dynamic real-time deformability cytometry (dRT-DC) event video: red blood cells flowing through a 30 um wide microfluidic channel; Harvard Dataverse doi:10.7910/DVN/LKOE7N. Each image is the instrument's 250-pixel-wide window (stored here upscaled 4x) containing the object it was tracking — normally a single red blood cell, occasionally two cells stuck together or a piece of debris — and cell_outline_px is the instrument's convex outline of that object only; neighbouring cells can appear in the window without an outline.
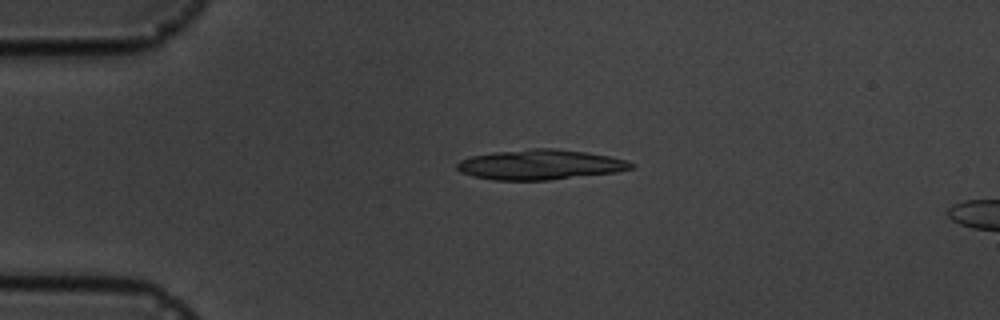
{"species": "common noctule bat (a hibernating species)", "species_latin": "Nyctalus noctula", "temperature_condition": "cold", "stored_images_in_passage": 6, "camera_frame_rate_fps": 3000, "um_per_image_px": 0.085, "animal": {"sex": "male", "body_mass_g": 19.5, "forearm_length_mm": 54.6}, "frame": {"image": 1, "passage_image": 4, "time_ms": 3.667, "image_size_px": [1000, 320], "cell_outline_px": [[636, 164], [632, 168], [616, 172], [548, 180], [496, 180], [472, 176], [460, 172], [456, 168], [456, 164], [460, 160], [472, 156], [492, 152], [532, 148], [556, 148], [588, 152], [628, 160]], "centroid_in_image_um": [45.91, 13.99], "position_along_channel_um": 39.1, "area_um2": 30.63}}